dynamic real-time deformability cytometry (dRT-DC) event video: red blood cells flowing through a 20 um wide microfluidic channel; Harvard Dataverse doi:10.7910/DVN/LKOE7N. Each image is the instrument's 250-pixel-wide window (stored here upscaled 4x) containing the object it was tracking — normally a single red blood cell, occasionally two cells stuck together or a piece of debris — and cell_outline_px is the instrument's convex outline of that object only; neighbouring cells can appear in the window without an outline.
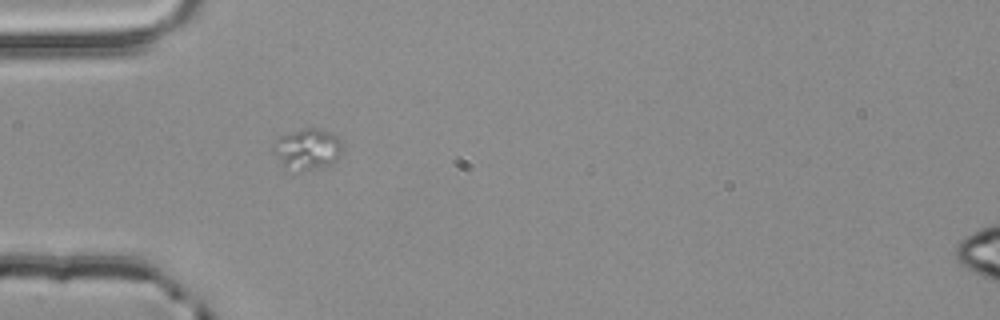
{"species": "common noctule bat (a hibernating species)", "species_latin": "Nyctalus noctula", "temperature_condition": "room temperature", "stored_images_in_passage": 1, "camera_frame_rate_fps": 3000, "um_per_image_px": 0.085, "animal": {"sex": "male", "body_mass_g": 20.4}, "frame": {"image": 1, "passage_image": 1, "time_ms": 0.0, "image_size_px": [1000, 320], "cell_outline_px": [[344, 152], [332, 164], [288, 172], [284, 168], [272, 148], [276, 140], [280, 136], [292, 132], [308, 128], [316, 128], [332, 132], [340, 140]], "centroid_in_image_um": [26.15, 12.67], "position_along_channel_um": 58.9, "area_um2": 16.42}}